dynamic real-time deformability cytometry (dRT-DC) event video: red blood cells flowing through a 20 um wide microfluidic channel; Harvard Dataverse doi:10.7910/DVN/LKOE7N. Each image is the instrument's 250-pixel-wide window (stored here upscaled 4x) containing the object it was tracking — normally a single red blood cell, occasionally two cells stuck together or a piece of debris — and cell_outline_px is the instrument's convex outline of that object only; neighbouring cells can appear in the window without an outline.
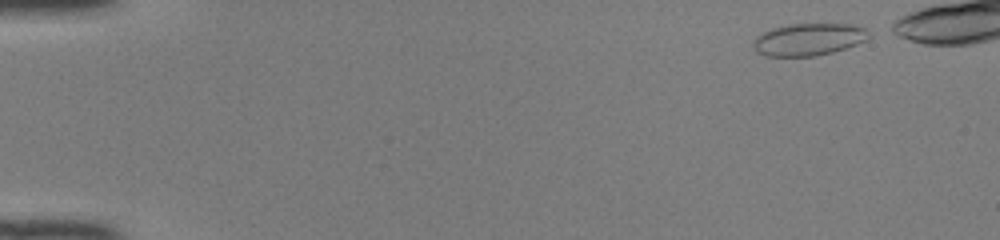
{"species": "common noctule bat (a hibernating species)", "species_latin": "Nyctalus noctula", "temperature_condition": "room temperature", "stored_images_in_passage": 43, "camera_frame_rate_fps": 3000, "um_per_image_px": 0.085, "animal": {"sex": "female", "body_mass_g": 22.0, "forearm_length_mm": 56.7}, "frame": {"image": 1, "passage_image": 1, "time_ms": 0.0, "image_size_px": [1000, 240], "cell_outline_px": [[876, 32], [872, 36], [856, 44], [832, 52], [816, 56], [764, 56], [756, 52], [752, 44], [752, 40], [756, 36], [772, 28], [788, 24], [856, 24], [868, 28]], "centroid_in_image_um": [68.78, 3.34], "position_along_channel_um": 16.2, "area_um2": 22.14}}
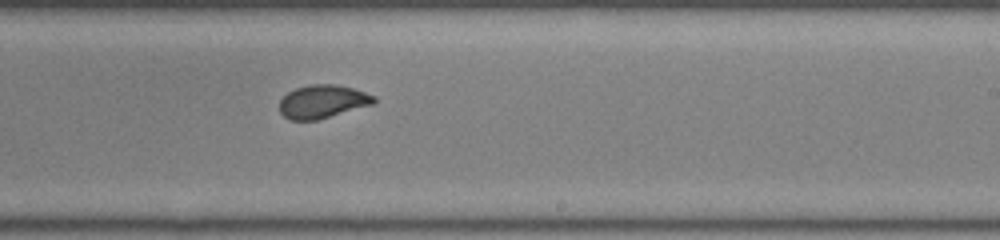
{"frame": {"image": 2, "passage_image": 28, "time_ms": 9.0, "image_size_px": [1000, 240], "cell_outline_px": [[376, 100], [372, 104], [316, 120], [288, 120], [280, 112], [280, 100], [288, 92], [296, 88], [312, 84], [336, 84], [352, 88], [376, 96]], "centroid_in_image_um": [27.4, 8.63], "position_along_channel_um": 261.6, "area_um2": 18.09}}
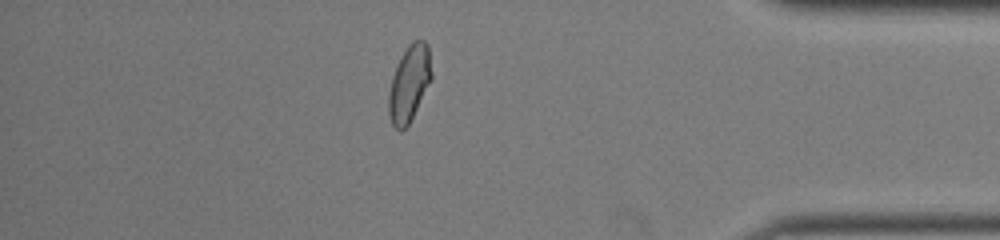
{"frame": {"image": 3, "passage_image": 40, "time_ms": 13.0, "image_size_px": [1000, 240], "cell_outline_px": [[432, 80], [408, 124], [400, 132], [392, 124], [388, 116], [388, 96], [392, 76], [396, 64], [400, 56], [408, 44], [412, 40], [424, 40], [428, 44], [432, 72]], "centroid_in_image_um": [34.78, 7.06], "position_along_channel_um": 400.4, "area_um2": 19.25}, "authors_computed_cell_mechanics": {"area_um2": 19.074, "velocity_mm_per_s": 4.1487, "shape_relaxation_time_tau1_ms": 5.0976, "shape_relaxation_time_tau2_ms": null, "deformation_change_tau1": 0.1606, "deformation_change_tau2": null}}